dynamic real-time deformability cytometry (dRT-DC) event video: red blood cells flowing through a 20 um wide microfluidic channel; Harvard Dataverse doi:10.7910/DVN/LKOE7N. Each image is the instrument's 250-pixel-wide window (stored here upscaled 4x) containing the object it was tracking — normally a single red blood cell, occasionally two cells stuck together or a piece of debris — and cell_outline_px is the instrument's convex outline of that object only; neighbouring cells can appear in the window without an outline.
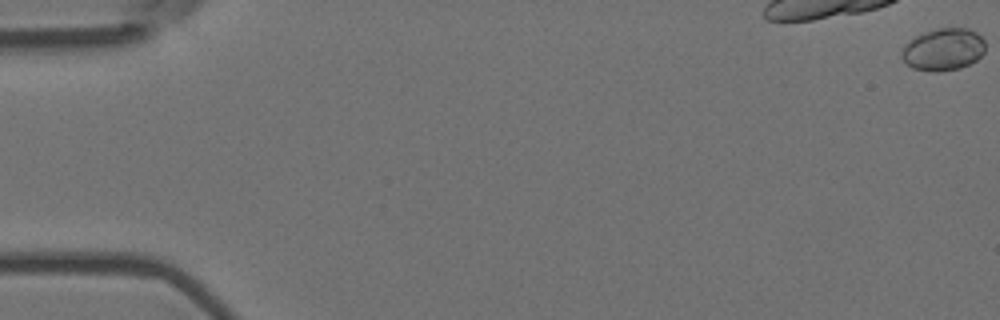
{"species": "Egyptian fruit bat (a non-hibernating species)", "species_latin": "Rousettus aegyptiacus", "temperature_condition": "room temperature", "stored_images_in_passage": 20, "camera_frame_rate_fps": 3000, "um_per_image_px": 0.085, "animal": {"sex": "female"}, "frame": {"image": 1, "passage_image": 1, "time_ms": 0.0, "image_size_px": [1000, 320], "cell_outline_px": [[984, 52], [976, 60], [960, 68], [936, 72], [912, 68], [900, 56], [900, 52], [904, 44], [916, 36], [936, 28], [968, 28], [976, 32], [984, 40]], "centroid_in_image_um": [80.16, 4.2], "position_along_channel_um": 4.8, "area_um2": 20.52}}